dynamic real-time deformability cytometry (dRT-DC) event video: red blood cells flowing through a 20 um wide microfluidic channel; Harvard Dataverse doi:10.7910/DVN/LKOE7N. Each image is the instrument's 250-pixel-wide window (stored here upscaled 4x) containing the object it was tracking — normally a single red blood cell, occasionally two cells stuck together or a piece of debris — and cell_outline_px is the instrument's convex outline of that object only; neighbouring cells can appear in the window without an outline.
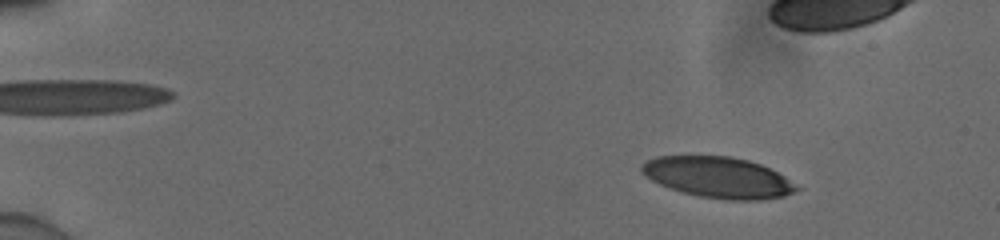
{"species": "human", "species_latin": "Homo sapiens", "temperature_condition": "cold", "stored_images_in_passage": 46, "camera_frame_rate_fps": 3000, "um_per_image_px": 0.085, "donor": {"sex": "male"}, "frame": {"image": 1, "passage_image": 5, "time_ms": 1.333, "image_size_px": [1000, 240], "cell_outline_px": [[804, 188], [784, 196], [760, 200], [728, 200], [700, 196], [668, 188], [644, 176], [640, 172], [640, 168], [648, 160], [656, 156], [728, 156], [748, 160], [760, 164], [784, 176]], "centroid_in_image_um": [61.07, 15.08], "position_along_channel_um": 23.9, "area_um2": 36.93}}
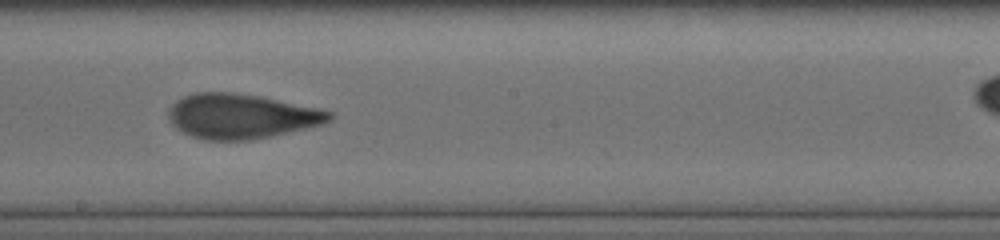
{"frame": {"image": 2, "passage_image": 30, "time_ms": 9.667, "image_size_px": [1000, 240], "cell_outline_px": [[332, 116], [328, 120], [320, 124], [272, 136], [252, 140], [204, 140], [192, 136], [176, 128], [168, 120], [168, 108], [176, 100], [184, 96], [196, 92], [232, 92], [260, 96], [332, 112]], "centroid_in_image_um": [20.41, 9.88], "position_along_channel_um": 227.8, "area_um2": 41.56}}
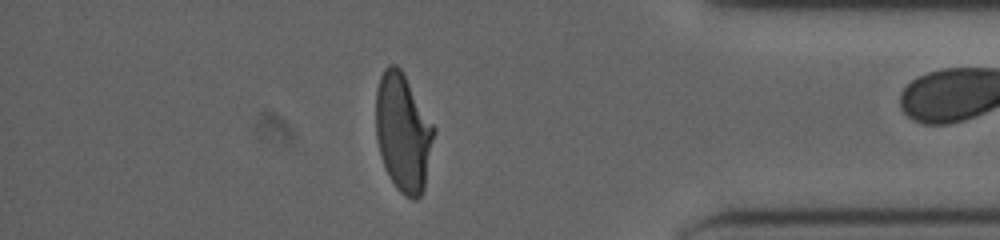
{"frame": {"image": 3, "passage_image": 45, "time_ms": 14.667, "image_size_px": [1000, 240], "cell_outline_px": [[436, 132], [424, 188], [420, 196], [416, 200], [412, 200], [404, 196], [396, 188], [384, 164], [380, 152], [376, 136], [376, 88], [380, 76], [384, 68], [388, 64], [396, 64], [400, 68], [436, 128]], "centroid_in_image_um": [34.28, 11.26], "position_along_channel_um": 400.9, "area_um2": 40.0}}